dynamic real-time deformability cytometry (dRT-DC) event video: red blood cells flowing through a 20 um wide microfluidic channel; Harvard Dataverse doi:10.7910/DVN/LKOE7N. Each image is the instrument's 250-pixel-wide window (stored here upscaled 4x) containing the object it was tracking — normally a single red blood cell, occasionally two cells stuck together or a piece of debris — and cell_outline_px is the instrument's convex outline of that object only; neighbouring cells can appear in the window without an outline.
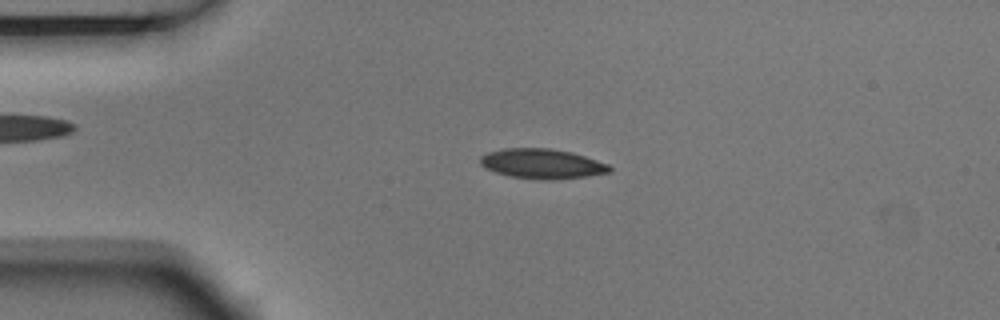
{"species": "Egyptian fruit bat (a non-hibernating species)", "species_latin": "Rousettus aegyptiacus", "temperature_condition": "room temperature", "stored_images_in_passage": 4, "camera_frame_rate_fps": 3000, "um_per_image_px": 0.085, "animal": {"sex": "male"}, "frame": {"image": 1, "passage_image": 3, "time_ms": 0.667, "image_size_px": [1000, 320], "cell_outline_px": [[612, 172], [588, 176], [548, 180], [540, 180], [512, 176], [496, 172], [484, 168], [480, 164], [480, 156], [488, 152], [504, 148], [552, 148], [572, 152], [608, 164], [612, 168]], "centroid_in_image_um": [46.08, 13.91], "position_along_channel_um": 38.9, "area_um2": 22.54}}